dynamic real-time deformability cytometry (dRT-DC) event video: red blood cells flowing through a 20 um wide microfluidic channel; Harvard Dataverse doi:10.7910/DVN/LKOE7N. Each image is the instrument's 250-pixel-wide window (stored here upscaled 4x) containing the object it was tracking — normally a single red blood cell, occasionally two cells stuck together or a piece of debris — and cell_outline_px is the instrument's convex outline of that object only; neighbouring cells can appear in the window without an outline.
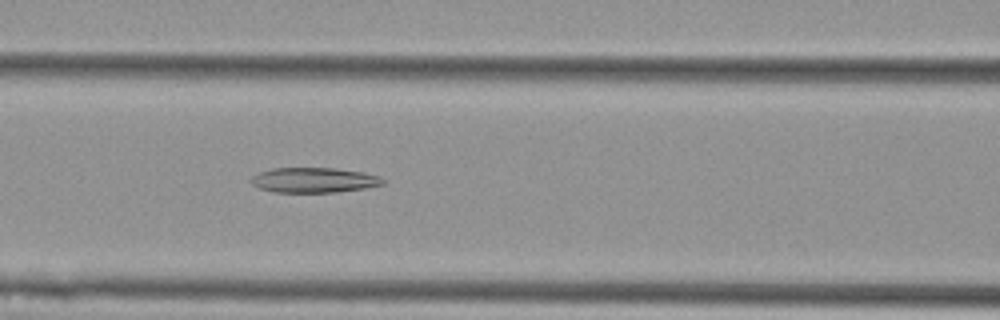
{"species": "Egyptian fruit bat (a non-hibernating species)", "species_latin": "Rousettus aegyptiacus", "temperature_condition": "cold", "stored_images_in_passage": 54, "camera_frame_rate_fps": 3000, "um_per_image_px": 0.085, "animal": {"sex": "female"}, "frame": {"image": 1, "passage_image": 23, "time_ms": 7.333, "image_size_px": [1000, 320], "cell_outline_px": [[384, 184], [368, 188], [336, 192], [272, 192], [260, 188], [252, 184], [248, 180], [252, 176], [260, 172], [272, 168], [336, 168], [364, 172], [380, 176], [384, 180]], "centroid_in_image_um": [26.7, 15.31], "position_along_channel_um": 139.9, "area_um2": 19.42}}
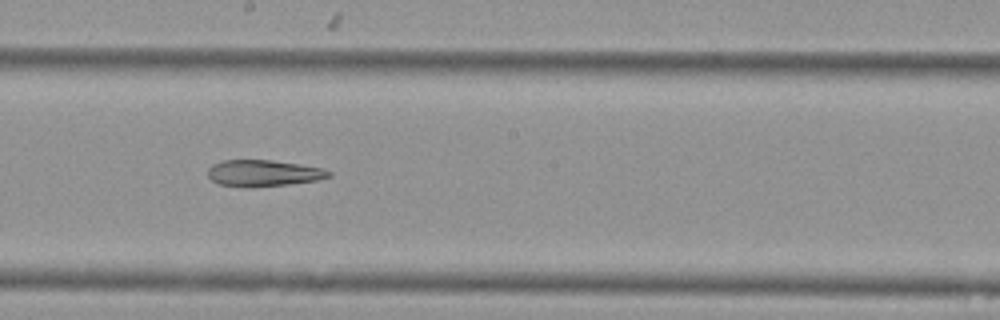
{"frame": {"image": 2, "passage_image": 30, "time_ms": 9.667, "image_size_px": [1000, 320], "cell_outline_px": [[332, 176], [320, 180], [288, 184], [252, 188], [248, 188], [216, 184], [208, 176], [208, 168], [212, 164], [224, 160], [272, 160], [320, 168], [332, 172]], "centroid_in_image_um": [22.36, 14.73], "position_along_channel_um": 225.8, "area_um2": 18.79}}
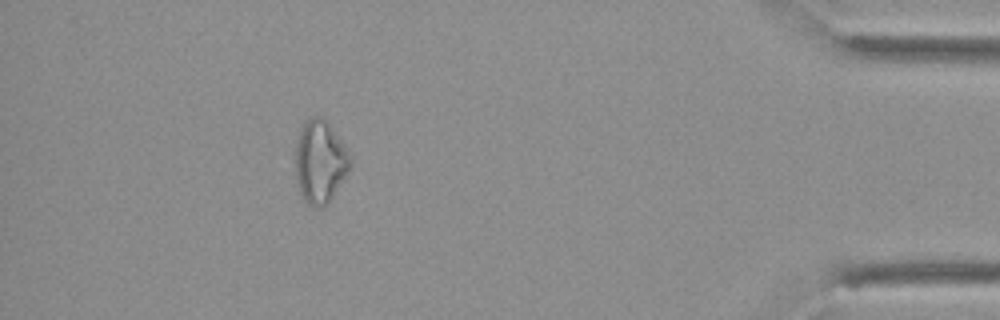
{"frame": {"image": 3, "passage_image": 49, "time_ms": 16.0, "image_size_px": [1000, 320], "cell_outline_px": [[352, 168], [332, 196], [320, 208], [316, 208], [308, 204], [304, 200], [300, 192], [296, 180], [296, 144], [300, 128], [312, 116], [320, 116], [324, 120], [348, 148], [352, 156]], "centroid_in_image_um": [27.23, 13.75], "position_along_channel_um": 408.0, "area_um2": 26.36}}